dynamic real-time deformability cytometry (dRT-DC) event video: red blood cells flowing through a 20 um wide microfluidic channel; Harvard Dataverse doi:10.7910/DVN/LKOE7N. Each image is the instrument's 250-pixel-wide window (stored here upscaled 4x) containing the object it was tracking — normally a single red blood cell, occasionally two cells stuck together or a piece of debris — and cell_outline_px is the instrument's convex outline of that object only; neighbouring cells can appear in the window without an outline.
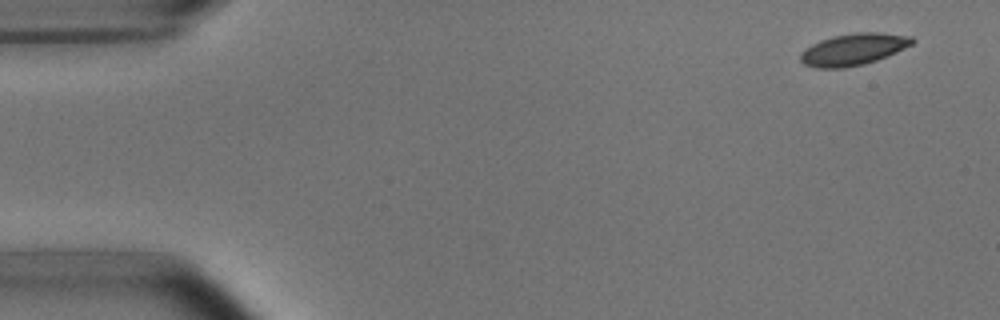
{"species": "common noctule bat (a hibernating species)", "species_latin": "Nyctalus noctula", "temperature_condition": "room temperature", "stored_images_in_passage": 51, "camera_frame_rate_fps": 3000, "um_per_image_px": 0.085, "animal": {"sex": "male", "body_mass_g": 15.6}, "frame": {"image": 1, "passage_image": 1, "time_ms": 0.0, "image_size_px": [1000, 320], "cell_outline_px": [[916, 40], [912, 44], [896, 52], [876, 60], [864, 64], [844, 68], [816, 68], [804, 64], [800, 60], [800, 52], [804, 48], [820, 40], [832, 36], [856, 32], [880, 32], [912, 36]], "centroid_in_image_um": [72.52, 4.19], "position_along_channel_um": 12.5, "area_um2": 20.81}}
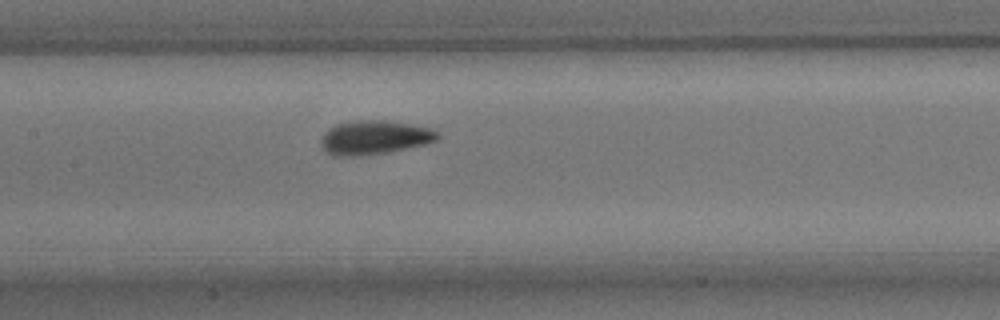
{"frame": {"image": 2, "passage_image": 23, "time_ms": 7.333, "image_size_px": [1000, 320], "cell_outline_px": [[440, 136], [436, 140], [424, 144], [384, 152], [356, 156], [332, 156], [324, 152], [320, 144], [320, 140], [324, 132], [328, 128], [336, 124], [352, 120], [384, 120], [432, 128], [440, 132]], "centroid_in_image_um": [31.76, 11.67], "position_along_channel_um": 175.6, "area_um2": 23.12}}
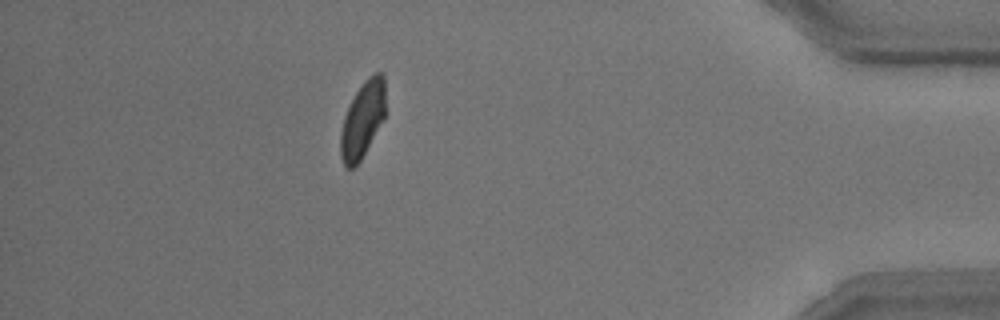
{"frame": {"image": 3, "passage_image": 45, "time_ms": 14.667, "image_size_px": [1000, 320], "cell_outline_px": [[384, 116], [360, 160], [352, 168], [344, 168], [340, 156], [340, 132], [344, 116], [356, 92], [364, 80], [372, 72], [380, 72], [384, 76]], "centroid_in_image_um": [30.78, 10.16], "position_along_channel_um": 404.4, "area_um2": 19.54}, "authors_computed_cell_mechanics": {"area_um2": 21.1548, "velocity_mm_per_s": 3.7575, "shape_relaxation_time_tau1_ms": 3.4658, "shape_relaxation_time_tau2_ms": 2.0553, "deformation_change_tau1": 0.1217, "deformation_change_tau2": 0.0676}}